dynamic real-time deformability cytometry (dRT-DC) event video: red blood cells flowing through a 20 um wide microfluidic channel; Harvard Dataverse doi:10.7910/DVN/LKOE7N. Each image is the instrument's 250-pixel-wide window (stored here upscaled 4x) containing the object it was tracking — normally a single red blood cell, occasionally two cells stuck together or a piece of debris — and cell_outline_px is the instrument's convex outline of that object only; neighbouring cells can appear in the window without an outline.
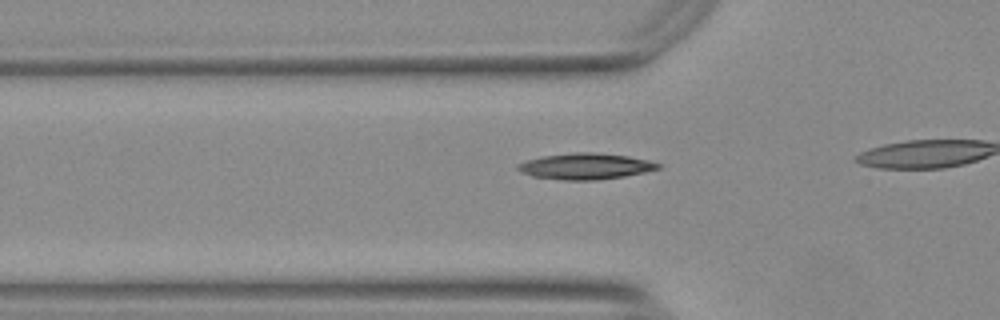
{"species": "Egyptian fruit bat (a non-hibernating species)", "species_latin": "Rousettus aegyptiacus", "temperature_condition": "warm", "stored_images_in_passage": 8, "camera_frame_rate_fps": 3000, "um_per_image_px": 0.085, "animal": {"sex": "female"}, "frame": {"image": 1, "passage_image": 3, "time_ms": 0.667, "image_size_px": [1000, 320], "cell_outline_px": [[664, 164], [660, 168], [644, 172], [624, 176], [596, 180], [564, 180], [532, 176], [516, 168], [516, 164], [524, 160], [540, 156], [572, 152], [596, 152], [628, 156], [648, 160]], "centroid_in_image_um": [49.76, 14.12], "position_along_channel_um": 76.0, "area_um2": 21.5}}
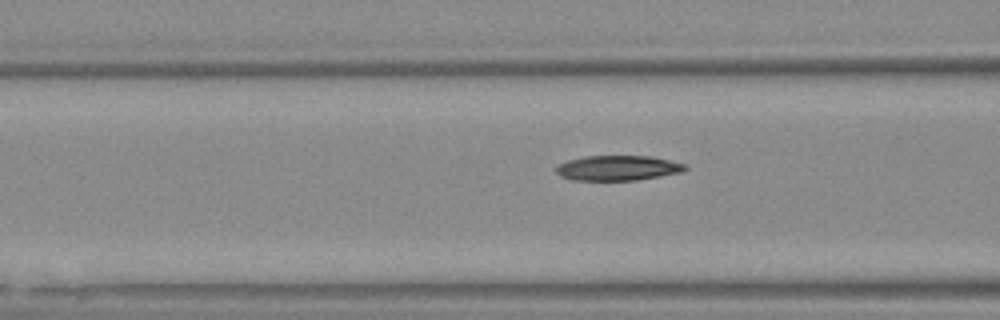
{"frame": {"image": 2, "passage_image": 6, "time_ms": 1.667, "image_size_px": [1000, 320], "cell_outline_px": [[688, 168], [680, 172], [660, 176], [636, 180], [572, 180], [556, 172], [556, 164], [568, 160], [584, 156], [652, 156], [688, 164]], "centroid_in_image_um": [52.53, 14.27], "position_along_channel_um": 114.1, "area_um2": 18.84}}